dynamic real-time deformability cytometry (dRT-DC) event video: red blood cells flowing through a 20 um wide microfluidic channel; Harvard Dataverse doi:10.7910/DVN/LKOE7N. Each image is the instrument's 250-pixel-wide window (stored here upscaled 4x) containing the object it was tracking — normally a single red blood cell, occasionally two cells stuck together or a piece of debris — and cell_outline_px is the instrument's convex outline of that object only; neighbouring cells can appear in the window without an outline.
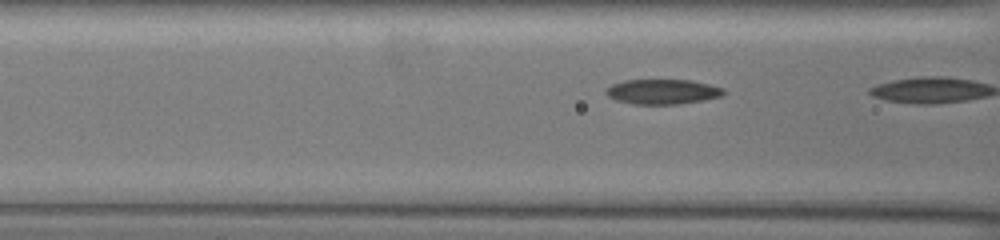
{"species": "common noctule bat (a hibernating species)", "species_latin": "Nyctalus noctula", "temperature_condition": "warm", "stored_images_in_passage": 22, "segment_of_instrument_passage": [2, 2], "camera_frame_rate_fps": 3000, "um_per_image_px": 0.085, "animal": {"sex": "female", "body_mass_g": 19.5, "forearm_length_mm": 54.1}, "frame": {"image": 1, "passage_image": 21, "time_ms": 6.667, "image_size_px": [1000, 240], "cell_outline_px": [[724, 92], [720, 96], [700, 100], [676, 104], [636, 104], [616, 100], [608, 96], [604, 92], [604, 88], [612, 84], [624, 80], [692, 80], [724, 88]], "centroid_in_image_um": [56.25, 7.78], "position_along_channel_um": 110.4, "area_um2": 16.94}}